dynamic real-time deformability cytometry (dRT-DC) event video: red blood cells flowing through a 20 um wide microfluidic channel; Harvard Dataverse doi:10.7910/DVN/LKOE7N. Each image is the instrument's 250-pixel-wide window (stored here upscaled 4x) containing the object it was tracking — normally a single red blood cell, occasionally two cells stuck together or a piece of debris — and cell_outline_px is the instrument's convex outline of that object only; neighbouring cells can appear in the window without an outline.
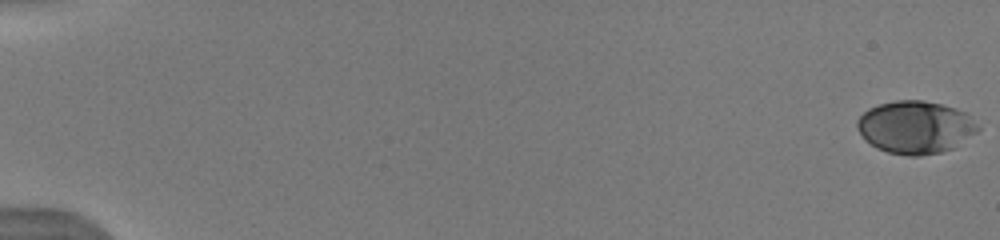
{"species": "human", "species_latin": "Homo sapiens", "temperature_condition": "warm", "stored_images_in_passage": 75, "camera_frame_rate_fps": 3000, "um_per_image_px": 0.085, "donor": {"sex": "male"}, "frame": {"image": 1, "passage_image": 1, "time_ms": 0.0, "image_size_px": [1000, 240], "cell_outline_px": [[980, 128], [976, 132], [952, 148], [940, 152], [920, 156], [908, 156], [888, 152], [876, 148], [856, 128], [856, 120], [868, 108], [880, 104], [896, 100], [924, 100], [940, 104], [964, 112]], "centroid_in_image_um": [77.77, 10.81], "position_along_channel_um": 7.2, "area_um2": 36.53}}
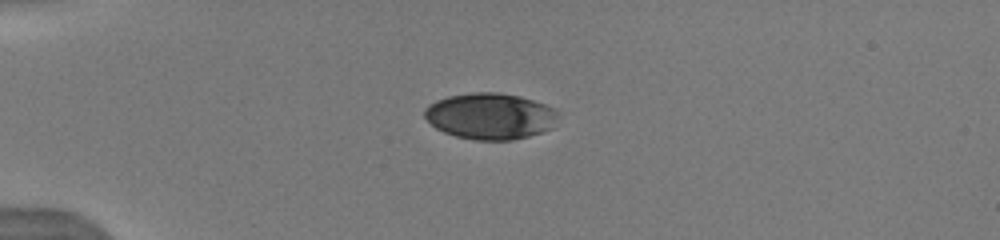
{"frame": {"image": 2, "passage_image": 31, "time_ms": 4.667, "image_size_px": [1000, 240], "cell_outline_px": [[560, 116], [552, 128], [528, 136], [512, 140], [472, 140], [456, 136], [444, 132], [436, 128], [424, 116], [424, 108], [428, 104], [436, 100], [448, 96], [472, 92], [496, 92], [520, 96], [556, 108]], "centroid_in_image_um": [41.68, 9.87], "position_along_channel_um": 43.3, "area_um2": 36.24}}
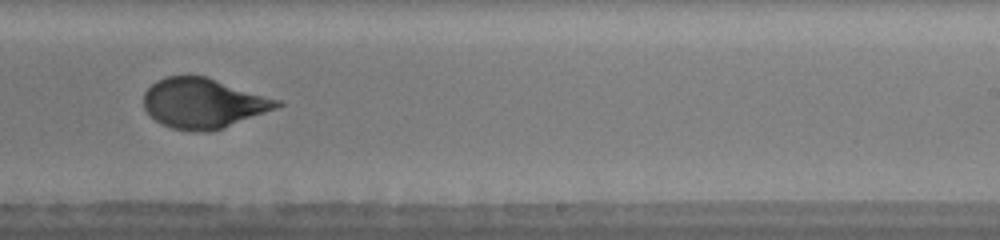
{"frame": {"image": 3, "passage_image": 58, "time_ms": 11.333, "image_size_px": [1000, 240], "cell_outline_px": [[284, 104], [276, 108], [224, 128], [212, 132], [188, 132], [172, 128], [160, 124], [144, 108], [144, 92], [156, 80], [164, 76], [204, 76], [280, 100]], "centroid_in_image_um": [17.25, 8.79], "position_along_channel_um": 271.7, "area_um2": 38.78}, "authors_computed_cell_mechanics": {"area_um2": 36.5296, "velocity_mm_per_s": 4.0272, "shape_relaxation_time_tau1_ms": 3.8212, "shape_relaxation_time_tau2_ms": 0.7061, "deformation_change_tau1": 0.1645, "deformation_change_tau2": 0.0563}}